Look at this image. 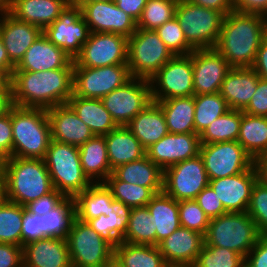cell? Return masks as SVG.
<instances>
[{
	"mask_svg": "<svg viewBox=\"0 0 267 267\" xmlns=\"http://www.w3.org/2000/svg\"><path fill=\"white\" fill-rule=\"evenodd\" d=\"M74 69L13 71L12 101L21 107L49 109L66 104L73 94Z\"/></svg>",
	"mask_w": 267,
	"mask_h": 267,
	"instance_id": "6da1fadb",
	"label": "cell"
},
{
	"mask_svg": "<svg viewBox=\"0 0 267 267\" xmlns=\"http://www.w3.org/2000/svg\"><path fill=\"white\" fill-rule=\"evenodd\" d=\"M266 36L267 20L261 15L231 11L223 18L215 49L232 67H252Z\"/></svg>",
	"mask_w": 267,
	"mask_h": 267,
	"instance_id": "7a4b0ae2",
	"label": "cell"
},
{
	"mask_svg": "<svg viewBox=\"0 0 267 267\" xmlns=\"http://www.w3.org/2000/svg\"><path fill=\"white\" fill-rule=\"evenodd\" d=\"M0 175L5 199L23 207L54 189L44 159L6 158Z\"/></svg>",
	"mask_w": 267,
	"mask_h": 267,
	"instance_id": "3957f363",
	"label": "cell"
},
{
	"mask_svg": "<svg viewBox=\"0 0 267 267\" xmlns=\"http://www.w3.org/2000/svg\"><path fill=\"white\" fill-rule=\"evenodd\" d=\"M12 157L44 159L51 139L46 109L11 107Z\"/></svg>",
	"mask_w": 267,
	"mask_h": 267,
	"instance_id": "277c9868",
	"label": "cell"
},
{
	"mask_svg": "<svg viewBox=\"0 0 267 267\" xmlns=\"http://www.w3.org/2000/svg\"><path fill=\"white\" fill-rule=\"evenodd\" d=\"M44 162L53 187L65 197L74 198L92 184L83 172L79 147L51 140Z\"/></svg>",
	"mask_w": 267,
	"mask_h": 267,
	"instance_id": "5b68a950",
	"label": "cell"
},
{
	"mask_svg": "<svg viewBox=\"0 0 267 267\" xmlns=\"http://www.w3.org/2000/svg\"><path fill=\"white\" fill-rule=\"evenodd\" d=\"M260 236L247 212H228L210 219L204 245L227 248L246 258Z\"/></svg>",
	"mask_w": 267,
	"mask_h": 267,
	"instance_id": "8992f818",
	"label": "cell"
},
{
	"mask_svg": "<svg viewBox=\"0 0 267 267\" xmlns=\"http://www.w3.org/2000/svg\"><path fill=\"white\" fill-rule=\"evenodd\" d=\"M175 17L194 49L215 48L224 15L214 9L178 0Z\"/></svg>",
	"mask_w": 267,
	"mask_h": 267,
	"instance_id": "52a82bcc",
	"label": "cell"
},
{
	"mask_svg": "<svg viewBox=\"0 0 267 267\" xmlns=\"http://www.w3.org/2000/svg\"><path fill=\"white\" fill-rule=\"evenodd\" d=\"M173 56L155 30L137 28L128 38L127 65L131 77L149 80Z\"/></svg>",
	"mask_w": 267,
	"mask_h": 267,
	"instance_id": "ba28073f",
	"label": "cell"
},
{
	"mask_svg": "<svg viewBox=\"0 0 267 267\" xmlns=\"http://www.w3.org/2000/svg\"><path fill=\"white\" fill-rule=\"evenodd\" d=\"M66 241L72 267H103L114 258V244L77 218Z\"/></svg>",
	"mask_w": 267,
	"mask_h": 267,
	"instance_id": "9c48e42d",
	"label": "cell"
},
{
	"mask_svg": "<svg viewBox=\"0 0 267 267\" xmlns=\"http://www.w3.org/2000/svg\"><path fill=\"white\" fill-rule=\"evenodd\" d=\"M149 82L152 101L194 96L191 53L173 56Z\"/></svg>",
	"mask_w": 267,
	"mask_h": 267,
	"instance_id": "30bf717a",
	"label": "cell"
},
{
	"mask_svg": "<svg viewBox=\"0 0 267 267\" xmlns=\"http://www.w3.org/2000/svg\"><path fill=\"white\" fill-rule=\"evenodd\" d=\"M128 65L80 67L74 61L73 94L82 98L102 99L131 79Z\"/></svg>",
	"mask_w": 267,
	"mask_h": 267,
	"instance_id": "8fae6325",
	"label": "cell"
},
{
	"mask_svg": "<svg viewBox=\"0 0 267 267\" xmlns=\"http://www.w3.org/2000/svg\"><path fill=\"white\" fill-rule=\"evenodd\" d=\"M199 155L209 180L240 174L254 165V159L238 141L201 144Z\"/></svg>",
	"mask_w": 267,
	"mask_h": 267,
	"instance_id": "7c38bea8",
	"label": "cell"
},
{
	"mask_svg": "<svg viewBox=\"0 0 267 267\" xmlns=\"http://www.w3.org/2000/svg\"><path fill=\"white\" fill-rule=\"evenodd\" d=\"M208 185L209 179L200 155L163 171V192L176 201L194 200Z\"/></svg>",
	"mask_w": 267,
	"mask_h": 267,
	"instance_id": "4fadbf2b",
	"label": "cell"
},
{
	"mask_svg": "<svg viewBox=\"0 0 267 267\" xmlns=\"http://www.w3.org/2000/svg\"><path fill=\"white\" fill-rule=\"evenodd\" d=\"M105 109L118 126H126L152 102L148 79L132 77L102 99Z\"/></svg>",
	"mask_w": 267,
	"mask_h": 267,
	"instance_id": "5bb4252c",
	"label": "cell"
},
{
	"mask_svg": "<svg viewBox=\"0 0 267 267\" xmlns=\"http://www.w3.org/2000/svg\"><path fill=\"white\" fill-rule=\"evenodd\" d=\"M90 32L115 33L129 38L137 29V22L114 1H74Z\"/></svg>",
	"mask_w": 267,
	"mask_h": 267,
	"instance_id": "9a60e30c",
	"label": "cell"
},
{
	"mask_svg": "<svg viewBox=\"0 0 267 267\" xmlns=\"http://www.w3.org/2000/svg\"><path fill=\"white\" fill-rule=\"evenodd\" d=\"M128 38L115 33L90 32L74 61L80 67L127 65Z\"/></svg>",
	"mask_w": 267,
	"mask_h": 267,
	"instance_id": "2e32d148",
	"label": "cell"
},
{
	"mask_svg": "<svg viewBox=\"0 0 267 267\" xmlns=\"http://www.w3.org/2000/svg\"><path fill=\"white\" fill-rule=\"evenodd\" d=\"M43 34L73 60L80 54L90 31L87 23L73 5L61 17L43 30Z\"/></svg>",
	"mask_w": 267,
	"mask_h": 267,
	"instance_id": "e0dca14e",
	"label": "cell"
},
{
	"mask_svg": "<svg viewBox=\"0 0 267 267\" xmlns=\"http://www.w3.org/2000/svg\"><path fill=\"white\" fill-rule=\"evenodd\" d=\"M191 59L194 96L219 92L232 66L215 48L195 49L191 52Z\"/></svg>",
	"mask_w": 267,
	"mask_h": 267,
	"instance_id": "ac0fdd59",
	"label": "cell"
},
{
	"mask_svg": "<svg viewBox=\"0 0 267 267\" xmlns=\"http://www.w3.org/2000/svg\"><path fill=\"white\" fill-rule=\"evenodd\" d=\"M200 136L196 133H168L146 149V156L163 171L200 153Z\"/></svg>",
	"mask_w": 267,
	"mask_h": 267,
	"instance_id": "d6986e66",
	"label": "cell"
},
{
	"mask_svg": "<svg viewBox=\"0 0 267 267\" xmlns=\"http://www.w3.org/2000/svg\"><path fill=\"white\" fill-rule=\"evenodd\" d=\"M257 181L254 165L247 171L224 178L209 180L227 212H246L253 185Z\"/></svg>",
	"mask_w": 267,
	"mask_h": 267,
	"instance_id": "ffe728a7",
	"label": "cell"
},
{
	"mask_svg": "<svg viewBox=\"0 0 267 267\" xmlns=\"http://www.w3.org/2000/svg\"><path fill=\"white\" fill-rule=\"evenodd\" d=\"M74 5V0H7V11L16 19L44 30Z\"/></svg>",
	"mask_w": 267,
	"mask_h": 267,
	"instance_id": "44dd1931",
	"label": "cell"
},
{
	"mask_svg": "<svg viewBox=\"0 0 267 267\" xmlns=\"http://www.w3.org/2000/svg\"><path fill=\"white\" fill-rule=\"evenodd\" d=\"M55 69H74V60L42 33L26 51L14 71L44 72Z\"/></svg>",
	"mask_w": 267,
	"mask_h": 267,
	"instance_id": "7402d4cb",
	"label": "cell"
},
{
	"mask_svg": "<svg viewBox=\"0 0 267 267\" xmlns=\"http://www.w3.org/2000/svg\"><path fill=\"white\" fill-rule=\"evenodd\" d=\"M204 245V236L185 227H179L158 244L168 266L192 267Z\"/></svg>",
	"mask_w": 267,
	"mask_h": 267,
	"instance_id": "603a6c76",
	"label": "cell"
},
{
	"mask_svg": "<svg viewBox=\"0 0 267 267\" xmlns=\"http://www.w3.org/2000/svg\"><path fill=\"white\" fill-rule=\"evenodd\" d=\"M51 127V139L80 147L95 135L66 103L46 110Z\"/></svg>",
	"mask_w": 267,
	"mask_h": 267,
	"instance_id": "cb8c5ba5",
	"label": "cell"
},
{
	"mask_svg": "<svg viewBox=\"0 0 267 267\" xmlns=\"http://www.w3.org/2000/svg\"><path fill=\"white\" fill-rule=\"evenodd\" d=\"M42 33L40 27L20 21L8 11H5L0 18V37L9 60L15 66Z\"/></svg>",
	"mask_w": 267,
	"mask_h": 267,
	"instance_id": "d4e9b609",
	"label": "cell"
},
{
	"mask_svg": "<svg viewBox=\"0 0 267 267\" xmlns=\"http://www.w3.org/2000/svg\"><path fill=\"white\" fill-rule=\"evenodd\" d=\"M23 267H72L66 239L45 237L23 245Z\"/></svg>",
	"mask_w": 267,
	"mask_h": 267,
	"instance_id": "484cf974",
	"label": "cell"
},
{
	"mask_svg": "<svg viewBox=\"0 0 267 267\" xmlns=\"http://www.w3.org/2000/svg\"><path fill=\"white\" fill-rule=\"evenodd\" d=\"M259 78L251 67H232L221 84L219 94L230 109L243 111L256 92Z\"/></svg>",
	"mask_w": 267,
	"mask_h": 267,
	"instance_id": "4316f807",
	"label": "cell"
},
{
	"mask_svg": "<svg viewBox=\"0 0 267 267\" xmlns=\"http://www.w3.org/2000/svg\"><path fill=\"white\" fill-rule=\"evenodd\" d=\"M74 202L76 218L86 223L101 214L108 216V212H113L120 207L105 183H92L74 197Z\"/></svg>",
	"mask_w": 267,
	"mask_h": 267,
	"instance_id": "83f0119b",
	"label": "cell"
},
{
	"mask_svg": "<svg viewBox=\"0 0 267 267\" xmlns=\"http://www.w3.org/2000/svg\"><path fill=\"white\" fill-rule=\"evenodd\" d=\"M126 127L145 149L169 133L164 113L154 101L140 111Z\"/></svg>",
	"mask_w": 267,
	"mask_h": 267,
	"instance_id": "f1b7e54d",
	"label": "cell"
},
{
	"mask_svg": "<svg viewBox=\"0 0 267 267\" xmlns=\"http://www.w3.org/2000/svg\"><path fill=\"white\" fill-rule=\"evenodd\" d=\"M104 136L112 171L120 165L137 161L146 156V149L126 126H118Z\"/></svg>",
	"mask_w": 267,
	"mask_h": 267,
	"instance_id": "f546056e",
	"label": "cell"
},
{
	"mask_svg": "<svg viewBox=\"0 0 267 267\" xmlns=\"http://www.w3.org/2000/svg\"><path fill=\"white\" fill-rule=\"evenodd\" d=\"M68 104L95 136H104L118 127L101 99L82 98L72 94Z\"/></svg>",
	"mask_w": 267,
	"mask_h": 267,
	"instance_id": "4dcf8cb0",
	"label": "cell"
},
{
	"mask_svg": "<svg viewBox=\"0 0 267 267\" xmlns=\"http://www.w3.org/2000/svg\"><path fill=\"white\" fill-rule=\"evenodd\" d=\"M79 154L83 172L92 183H104L113 172L108 161L105 136L89 139L79 147Z\"/></svg>",
	"mask_w": 267,
	"mask_h": 267,
	"instance_id": "1f68e13d",
	"label": "cell"
},
{
	"mask_svg": "<svg viewBox=\"0 0 267 267\" xmlns=\"http://www.w3.org/2000/svg\"><path fill=\"white\" fill-rule=\"evenodd\" d=\"M112 173L123 182L151 188L156 194L163 192V170L147 156L120 165Z\"/></svg>",
	"mask_w": 267,
	"mask_h": 267,
	"instance_id": "d6a6232c",
	"label": "cell"
},
{
	"mask_svg": "<svg viewBox=\"0 0 267 267\" xmlns=\"http://www.w3.org/2000/svg\"><path fill=\"white\" fill-rule=\"evenodd\" d=\"M153 216L156 246L180 227L179 201L164 192L156 194L146 205Z\"/></svg>",
	"mask_w": 267,
	"mask_h": 267,
	"instance_id": "836d02e7",
	"label": "cell"
},
{
	"mask_svg": "<svg viewBox=\"0 0 267 267\" xmlns=\"http://www.w3.org/2000/svg\"><path fill=\"white\" fill-rule=\"evenodd\" d=\"M154 102L161 107L164 113L169 133H195L194 96L175 97Z\"/></svg>",
	"mask_w": 267,
	"mask_h": 267,
	"instance_id": "e575fe53",
	"label": "cell"
},
{
	"mask_svg": "<svg viewBox=\"0 0 267 267\" xmlns=\"http://www.w3.org/2000/svg\"><path fill=\"white\" fill-rule=\"evenodd\" d=\"M114 258L122 267H168L158 246L119 242L114 245Z\"/></svg>",
	"mask_w": 267,
	"mask_h": 267,
	"instance_id": "d590c367",
	"label": "cell"
},
{
	"mask_svg": "<svg viewBox=\"0 0 267 267\" xmlns=\"http://www.w3.org/2000/svg\"><path fill=\"white\" fill-rule=\"evenodd\" d=\"M237 141L253 159L267 152V117L242 111Z\"/></svg>",
	"mask_w": 267,
	"mask_h": 267,
	"instance_id": "8d00e7d4",
	"label": "cell"
},
{
	"mask_svg": "<svg viewBox=\"0 0 267 267\" xmlns=\"http://www.w3.org/2000/svg\"><path fill=\"white\" fill-rule=\"evenodd\" d=\"M76 219V209L73 197H66L49 213L42 216V235L66 239Z\"/></svg>",
	"mask_w": 267,
	"mask_h": 267,
	"instance_id": "74e56055",
	"label": "cell"
},
{
	"mask_svg": "<svg viewBox=\"0 0 267 267\" xmlns=\"http://www.w3.org/2000/svg\"><path fill=\"white\" fill-rule=\"evenodd\" d=\"M104 183L111 190L114 200L127 209L146 206L156 195L151 188L123 182L113 173Z\"/></svg>",
	"mask_w": 267,
	"mask_h": 267,
	"instance_id": "f35d334b",
	"label": "cell"
},
{
	"mask_svg": "<svg viewBox=\"0 0 267 267\" xmlns=\"http://www.w3.org/2000/svg\"><path fill=\"white\" fill-rule=\"evenodd\" d=\"M121 241L156 246V229L147 206L130 208L129 223Z\"/></svg>",
	"mask_w": 267,
	"mask_h": 267,
	"instance_id": "ab89813d",
	"label": "cell"
},
{
	"mask_svg": "<svg viewBox=\"0 0 267 267\" xmlns=\"http://www.w3.org/2000/svg\"><path fill=\"white\" fill-rule=\"evenodd\" d=\"M194 103L195 133L199 136L213 121L230 110L226 100L219 94V92L213 94L195 95Z\"/></svg>",
	"mask_w": 267,
	"mask_h": 267,
	"instance_id": "60d3db41",
	"label": "cell"
},
{
	"mask_svg": "<svg viewBox=\"0 0 267 267\" xmlns=\"http://www.w3.org/2000/svg\"><path fill=\"white\" fill-rule=\"evenodd\" d=\"M241 120V110H228L200 135L201 144L237 141Z\"/></svg>",
	"mask_w": 267,
	"mask_h": 267,
	"instance_id": "b9f144b4",
	"label": "cell"
},
{
	"mask_svg": "<svg viewBox=\"0 0 267 267\" xmlns=\"http://www.w3.org/2000/svg\"><path fill=\"white\" fill-rule=\"evenodd\" d=\"M130 209L119 207L108 216L101 214L87 223L99 235L110 240L114 245L121 242L129 223Z\"/></svg>",
	"mask_w": 267,
	"mask_h": 267,
	"instance_id": "7bdbcfd3",
	"label": "cell"
},
{
	"mask_svg": "<svg viewBox=\"0 0 267 267\" xmlns=\"http://www.w3.org/2000/svg\"><path fill=\"white\" fill-rule=\"evenodd\" d=\"M23 206L4 199L0 204V242L22 246Z\"/></svg>",
	"mask_w": 267,
	"mask_h": 267,
	"instance_id": "ee69618b",
	"label": "cell"
},
{
	"mask_svg": "<svg viewBox=\"0 0 267 267\" xmlns=\"http://www.w3.org/2000/svg\"><path fill=\"white\" fill-rule=\"evenodd\" d=\"M177 3L178 0H148L137 22V28L156 30L175 17Z\"/></svg>",
	"mask_w": 267,
	"mask_h": 267,
	"instance_id": "f6af8a7d",
	"label": "cell"
},
{
	"mask_svg": "<svg viewBox=\"0 0 267 267\" xmlns=\"http://www.w3.org/2000/svg\"><path fill=\"white\" fill-rule=\"evenodd\" d=\"M192 267H245V258L227 248L203 245Z\"/></svg>",
	"mask_w": 267,
	"mask_h": 267,
	"instance_id": "bcb514c9",
	"label": "cell"
},
{
	"mask_svg": "<svg viewBox=\"0 0 267 267\" xmlns=\"http://www.w3.org/2000/svg\"><path fill=\"white\" fill-rule=\"evenodd\" d=\"M160 39L165 43L171 53L187 55L195 50L186 40L184 31L176 17L167 21L155 30Z\"/></svg>",
	"mask_w": 267,
	"mask_h": 267,
	"instance_id": "7dc6e473",
	"label": "cell"
},
{
	"mask_svg": "<svg viewBox=\"0 0 267 267\" xmlns=\"http://www.w3.org/2000/svg\"><path fill=\"white\" fill-rule=\"evenodd\" d=\"M180 226L205 236L210 218L195 200L179 201Z\"/></svg>",
	"mask_w": 267,
	"mask_h": 267,
	"instance_id": "c3c4849f",
	"label": "cell"
},
{
	"mask_svg": "<svg viewBox=\"0 0 267 267\" xmlns=\"http://www.w3.org/2000/svg\"><path fill=\"white\" fill-rule=\"evenodd\" d=\"M246 212L256 223L259 233L267 235V186L258 180L253 185Z\"/></svg>",
	"mask_w": 267,
	"mask_h": 267,
	"instance_id": "681fc988",
	"label": "cell"
},
{
	"mask_svg": "<svg viewBox=\"0 0 267 267\" xmlns=\"http://www.w3.org/2000/svg\"><path fill=\"white\" fill-rule=\"evenodd\" d=\"M194 200L210 219L228 213L210 185L206 186Z\"/></svg>",
	"mask_w": 267,
	"mask_h": 267,
	"instance_id": "f907efd6",
	"label": "cell"
},
{
	"mask_svg": "<svg viewBox=\"0 0 267 267\" xmlns=\"http://www.w3.org/2000/svg\"><path fill=\"white\" fill-rule=\"evenodd\" d=\"M42 216L30 213L23 207V221H22V247L23 245L45 238L42 235Z\"/></svg>",
	"mask_w": 267,
	"mask_h": 267,
	"instance_id": "816d5d0a",
	"label": "cell"
},
{
	"mask_svg": "<svg viewBox=\"0 0 267 267\" xmlns=\"http://www.w3.org/2000/svg\"><path fill=\"white\" fill-rule=\"evenodd\" d=\"M66 197L58 192L55 188L41 198L32 201L26 206V210L30 213H34L43 216L53 210L59 205Z\"/></svg>",
	"mask_w": 267,
	"mask_h": 267,
	"instance_id": "f5cc1de1",
	"label": "cell"
},
{
	"mask_svg": "<svg viewBox=\"0 0 267 267\" xmlns=\"http://www.w3.org/2000/svg\"><path fill=\"white\" fill-rule=\"evenodd\" d=\"M243 112L253 116L267 117V80L259 78L256 92Z\"/></svg>",
	"mask_w": 267,
	"mask_h": 267,
	"instance_id": "db71d44e",
	"label": "cell"
},
{
	"mask_svg": "<svg viewBox=\"0 0 267 267\" xmlns=\"http://www.w3.org/2000/svg\"><path fill=\"white\" fill-rule=\"evenodd\" d=\"M13 129L11 123V109L0 116V154L6 159L12 157Z\"/></svg>",
	"mask_w": 267,
	"mask_h": 267,
	"instance_id": "11a10c76",
	"label": "cell"
},
{
	"mask_svg": "<svg viewBox=\"0 0 267 267\" xmlns=\"http://www.w3.org/2000/svg\"><path fill=\"white\" fill-rule=\"evenodd\" d=\"M0 267H23V247L0 242Z\"/></svg>",
	"mask_w": 267,
	"mask_h": 267,
	"instance_id": "9f6ffc18",
	"label": "cell"
},
{
	"mask_svg": "<svg viewBox=\"0 0 267 267\" xmlns=\"http://www.w3.org/2000/svg\"><path fill=\"white\" fill-rule=\"evenodd\" d=\"M245 267H267V235H261L245 258Z\"/></svg>",
	"mask_w": 267,
	"mask_h": 267,
	"instance_id": "6f0895ef",
	"label": "cell"
},
{
	"mask_svg": "<svg viewBox=\"0 0 267 267\" xmlns=\"http://www.w3.org/2000/svg\"><path fill=\"white\" fill-rule=\"evenodd\" d=\"M267 0H233V11L245 14H257L264 18Z\"/></svg>",
	"mask_w": 267,
	"mask_h": 267,
	"instance_id": "680465c9",
	"label": "cell"
},
{
	"mask_svg": "<svg viewBox=\"0 0 267 267\" xmlns=\"http://www.w3.org/2000/svg\"><path fill=\"white\" fill-rule=\"evenodd\" d=\"M147 1L148 0H114L116 6L130 15L136 22L140 19Z\"/></svg>",
	"mask_w": 267,
	"mask_h": 267,
	"instance_id": "91938a15",
	"label": "cell"
},
{
	"mask_svg": "<svg viewBox=\"0 0 267 267\" xmlns=\"http://www.w3.org/2000/svg\"><path fill=\"white\" fill-rule=\"evenodd\" d=\"M251 68L260 78L267 80V36L261 42L255 62Z\"/></svg>",
	"mask_w": 267,
	"mask_h": 267,
	"instance_id": "94428289",
	"label": "cell"
},
{
	"mask_svg": "<svg viewBox=\"0 0 267 267\" xmlns=\"http://www.w3.org/2000/svg\"><path fill=\"white\" fill-rule=\"evenodd\" d=\"M188 2L214 9L221 12L224 16L233 11V0H187Z\"/></svg>",
	"mask_w": 267,
	"mask_h": 267,
	"instance_id": "6125c7cd",
	"label": "cell"
},
{
	"mask_svg": "<svg viewBox=\"0 0 267 267\" xmlns=\"http://www.w3.org/2000/svg\"><path fill=\"white\" fill-rule=\"evenodd\" d=\"M257 180L267 186V152L254 159Z\"/></svg>",
	"mask_w": 267,
	"mask_h": 267,
	"instance_id": "be15d7a7",
	"label": "cell"
},
{
	"mask_svg": "<svg viewBox=\"0 0 267 267\" xmlns=\"http://www.w3.org/2000/svg\"><path fill=\"white\" fill-rule=\"evenodd\" d=\"M15 65L9 60L3 41L0 37V71L13 73Z\"/></svg>",
	"mask_w": 267,
	"mask_h": 267,
	"instance_id": "e7e4bbea",
	"label": "cell"
},
{
	"mask_svg": "<svg viewBox=\"0 0 267 267\" xmlns=\"http://www.w3.org/2000/svg\"><path fill=\"white\" fill-rule=\"evenodd\" d=\"M13 105L12 93H0V116L8 113Z\"/></svg>",
	"mask_w": 267,
	"mask_h": 267,
	"instance_id": "03108f58",
	"label": "cell"
},
{
	"mask_svg": "<svg viewBox=\"0 0 267 267\" xmlns=\"http://www.w3.org/2000/svg\"><path fill=\"white\" fill-rule=\"evenodd\" d=\"M11 72L0 71V93H12Z\"/></svg>",
	"mask_w": 267,
	"mask_h": 267,
	"instance_id": "003e7915",
	"label": "cell"
},
{
	"mask_svg": "<svg viewBox=\"0 0 267 267\" xmlns=\"http://www.w3.org/2000/svg\"><path fill=\"white\" fill-rule=\"evenodd\" d=\"M7 11V0H0V18Z\"/></svg>",
	"mask_w": 267,
	"mask_h": 267,
	"instance_id": "a7ac6f4b",
	"label": "cell"
},
{
	"mask_svg": "<svg viewBox=\"0 0 267 267\" xmlns=\"http://www.w3.org/2000/svg\"><path fill=\"white\" fill-rule=\"evenodd\" d=\"M103 267H122V266L120 265V263L115 258H113L111 261H109Z\"/></svg>",
	"mask_w": 267,
	"mask_h": 267,
	"instance_id": "89a4df30",
	"label": "cell"
},
{
	"mask_svg": "<svg viewBox=\"0 0 267 267\" xmlns=\"http://www.w3.org/2000/svg\"><path fill=\"white\" fill-rule=\"evenodd\" d=\"M4 199H5L4 188H3L2 179L0 175V204L2 203Z\"/></svg>",
	"mask_w": 267,
	"mask_h": 267,
	"instance_id": "2644e50d",
	"label": "cell"
},
{
	"mask_svg": "<svg viewBox=\"0 0 267 267\" xmlns=\"http://www.w3.org/2000/svg\"><path fill=\"white\" fill-rule=\"evenodd\" d=\"M74 1H114V0H74Z\"/></svg>",
	"mask_w": 267,
	"mask_h": 267,
	"instance_id": "8c879c8a",
	"label": "cell"
},
{
	"mask_svg": "<svg viewBox=\"0 0 267 267\" xmlns=\"http://www.w3.org/2000/svg\"><path fill=\"white\" fill-rule=\"evenodd\" d=\"M4 161H5V158L0 154V167L2 166Z\"/></svg>",
	"mask_w": 267,
	"mask_h": 267,
	"instance_id": "753ad0ef",
	"label": "cell"
},
{
	"mask_svg": "<svg viewBox=\"0 0 267 267\" xmlns=\"http://www.w3.org/2000/svg\"><path fill=\"white\" fill-rule=\"evenodd\" d=\"M264 19L267 20V8H266V10L264 11Z\"/></svg>",
	"mask_w": 267,
	"mask_h": 267,
	"instance_id": "34e18365",
	"label": "cell"
},
{
	"mask_svg": "<svg viewBox=\"0 0 267 267\" xmlns=\"http://www.w3.org/2000/svg\"><path fill=\"white\" fill-rule=\"evenodd\" d=\"M168 267H188V266H168Z\"/></svg>",
	"mask_w": 267,
	"mask_h": 267,
	"instance_id": "11e5206c",
	"label": "cell"
}]
</instances>
